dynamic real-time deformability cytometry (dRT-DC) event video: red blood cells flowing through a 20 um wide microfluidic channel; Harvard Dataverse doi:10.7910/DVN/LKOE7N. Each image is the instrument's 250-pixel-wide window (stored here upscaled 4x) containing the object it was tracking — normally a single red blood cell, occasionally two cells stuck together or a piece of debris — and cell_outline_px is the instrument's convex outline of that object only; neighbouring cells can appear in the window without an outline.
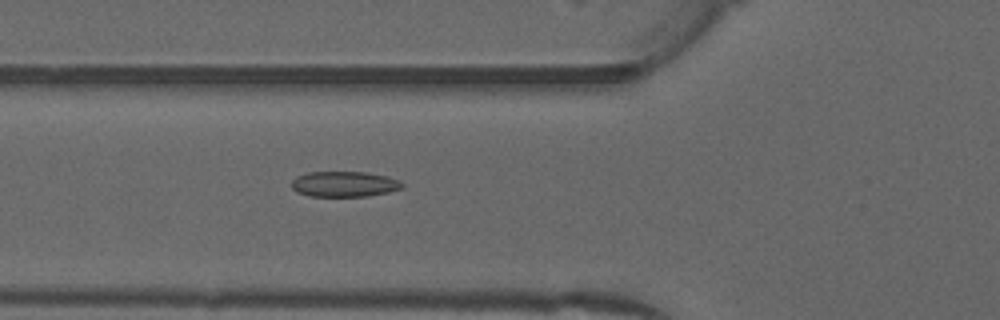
{"species": "common noctule bat (a hibernating species)", "species_latin": "Nyctalus noctula", "temperature_condition": "warm", "stored_images_in_passage": 51, "camera_frame_rate_fps": 3000, "um_per_image_px": 0.085, "animal": {"sex": "male", "forearm_length_mm": 52.5}, "frame": {"image": 1, "passage_image": 19, "time_ms": 6.0, "image_size_px": [1000, 320], "cell_outline_px": [[404, 188], [388, 192], [368, 196], [308, 196], [296, 192], [292, 188], [292, 180], [296, 176], [308, 172], [364, 172], [388, 176], [404, 184]], "centroid_in_image_um": [29.25, 15.65], "position_along_channel_um": 96.6, "area_um2": 16.47}}
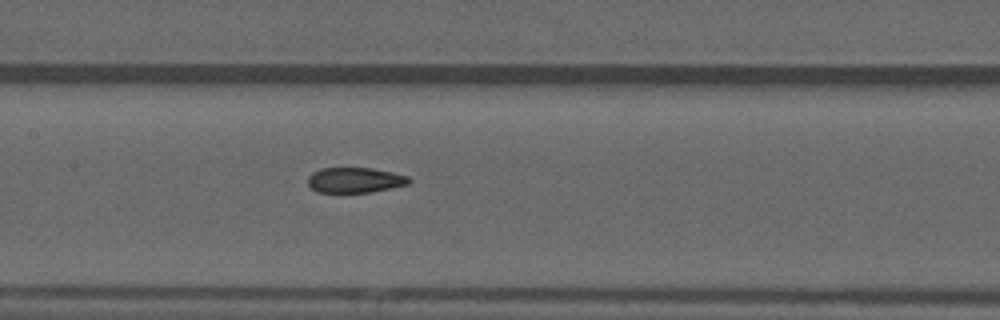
{"frame": {"image": 2, "passage_image": 25, "time_ms": 8.0, "image_size_px": [1000, 320], "cell_outline_px": [[412, 180], [408, 184], [372, 192], [316, 192], [308, 184], [308, 176], [312, 172], [320, 168], [372, 168], [392, 172], [408, 176]], "centroid_in_image_um": [30.16, 15.3], "position_along_channel_um": 177.2, "area_um2": 14.91}}
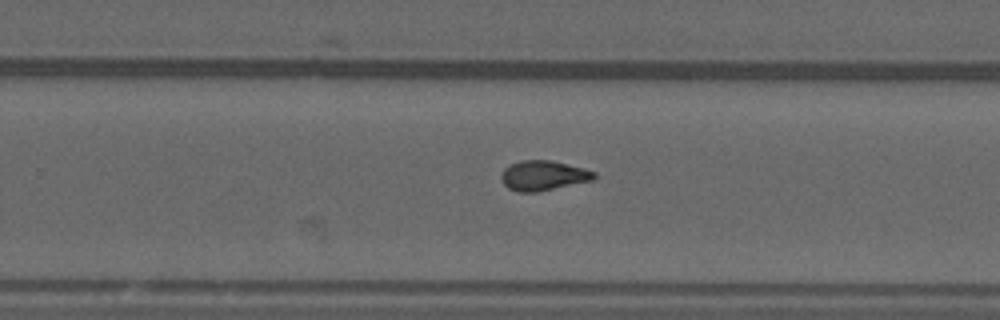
{"frame": {"image": 3, "passage_image": 33, "time_ms": 10.667, "image_size_px": [1000, 320], "cell_outline_px": [[596, 176], [592, 180], [536, 192], [520, 192], [508, 188], [500, 180], [500, 176], [504, 168], [520, 160], [552, 160], [584, 168], [596, 172]], "centroid_in_image_um": [46.16, 14.91], "position_along_channel_um": 283.6, "area_um2": 16.13}, "authors_computed_cell_mechanics": {"area_um2": 16.0684, "velocity_mm_per_s": 4.0096, "shape_relaxation_time_tau1_ms": null, "shape_relaxation_time_tau2_ms": 2.1292, "deformation_change_tau1": null, "deformation_change_tau2": 0.0719}}